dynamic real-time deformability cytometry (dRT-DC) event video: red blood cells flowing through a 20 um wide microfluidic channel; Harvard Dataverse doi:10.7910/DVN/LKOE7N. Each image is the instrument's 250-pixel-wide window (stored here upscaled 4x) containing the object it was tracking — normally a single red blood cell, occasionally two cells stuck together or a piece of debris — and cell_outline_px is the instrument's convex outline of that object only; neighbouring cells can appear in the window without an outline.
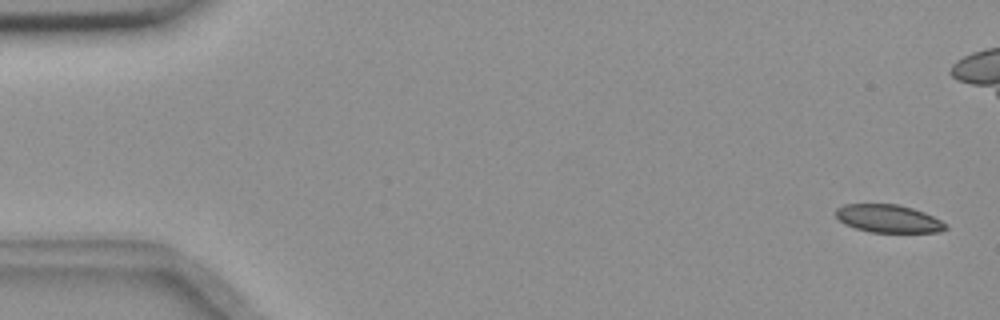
{"species": "common noctule bat (a hibernating species)", "species_latin": "Nyctalus noctula", "temperature_condition": "room temperature", "stored_images_in_passage": 6, "camera_frame_rate_fps": 3000, "um_per_image_px": 0.085, "animal": {"sex": "female", "body_mass_g": 18.4}, "frame": {"image": 1, "passage_image": 1, "time_ms": 0.0, "image_size_px": [1000, 320], "cell_outline_px": [[948, 228], [940, 232], [868, 232], [844, 224], [836, 216], [836, 208], [844, 204], [896, 204], [912, 208], [924, 212], [948, 224]], "centroid_in_image_um": [75.51, 18.58], "position_along_channel_um": 9.5, "area_um2": 17.86}}